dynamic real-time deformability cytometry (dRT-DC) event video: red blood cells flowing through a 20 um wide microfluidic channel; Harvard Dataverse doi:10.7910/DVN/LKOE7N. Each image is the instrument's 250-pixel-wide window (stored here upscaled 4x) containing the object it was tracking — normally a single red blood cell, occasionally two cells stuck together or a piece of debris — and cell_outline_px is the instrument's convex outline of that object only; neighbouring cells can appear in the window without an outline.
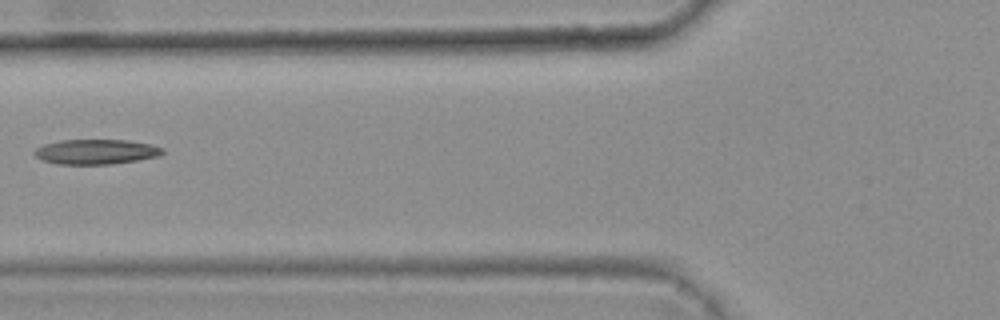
{"species": "common noctule bat (a hibernating species)", "species_latin": "Nyctalus noctula", "temperature_condition": "warm", "stored_images_in_passage": 3, "camera_frame_rate_fps": 3000, "um_per_image_px": 0.085, "animal": {"sex": "female", "body_mass_g": 25.1}, "frame": {"image": 1, "passage_image": 2, "time_ms": 0.333, "image_size_px": [1000, 320], "cell_outline_px": [[164, 152], [160, 156], [112, 164], [56, 164], [40, 160], [32, 152], [36, 148], [44, 144], [60, 140], [128, 140], [148, 144], [164, 148]], "centroid_in_image_um": [8.13, 12.9], "position_along_channel_um": 117.7, "area_um2": 18.67}}
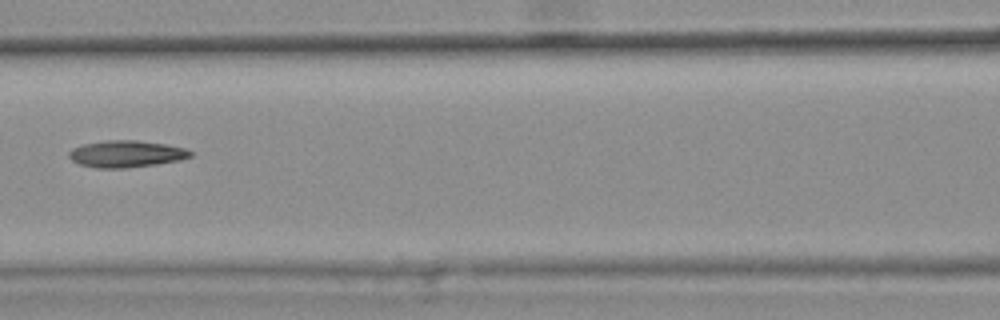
{"frame": {"image": 2, "passage_image": 3, "time_ms": 0.667, "image_size_px": [1000, 320], "cell_outline_px": [[192, 156], [180, 160], [156, 164], [124, 168], [96, 168], [80, 164], [72, 160], [68, 156], [68, 152], [72, 148], [84, 144], [108, 140], [136, 140], [164, 144], [184, 148], [192, 152]], "centroid_in_image_um": [10.71, 13.08], "position_along_channel_um": 155.9, "area_um2": 18.84}}